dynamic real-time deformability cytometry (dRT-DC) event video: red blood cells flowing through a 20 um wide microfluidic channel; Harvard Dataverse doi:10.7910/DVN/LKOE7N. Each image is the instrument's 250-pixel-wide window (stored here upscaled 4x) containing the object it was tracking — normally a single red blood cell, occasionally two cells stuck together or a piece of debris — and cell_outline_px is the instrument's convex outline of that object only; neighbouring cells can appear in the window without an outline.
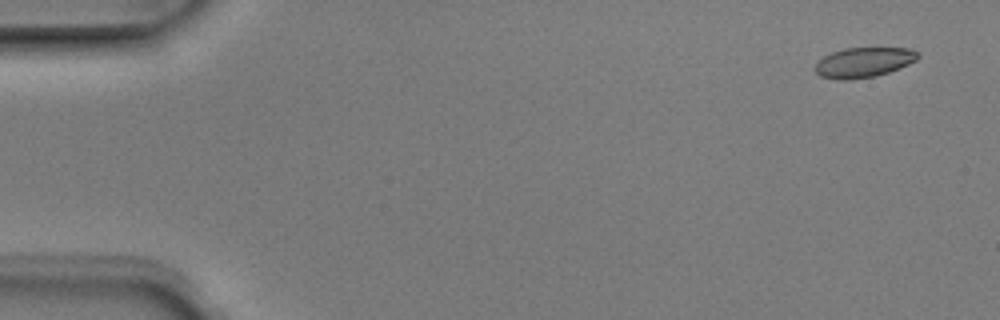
{"species": "Egyptian fruit bat (a non-hibernating species)", "species_latin": "Rousettus aegyptiacus", "temperature_condition": "room temperature", "stored_images_in_passage": 7, "camera_frame_rate_fps": 3000, "um_per_image_px": 0.085, "animal": {"sex": "male"}, "frame": {"image": 1, "passage_image": 1, "time_ms": 0.0, "image_size_px": [1000, 320], "cell_outline_px": [[920, 56], [916, 60], [900, 68], [876, 76], [848, 80], [836, 80], [820, 76], [812, 68], [824, 56], [832, 52], [844, 48], [912, 48], [920, 52]], "centroid_in_image_um": [73.42, 5.3], "position_along_channel_um": 11.6, "area_um2": 18.15}}
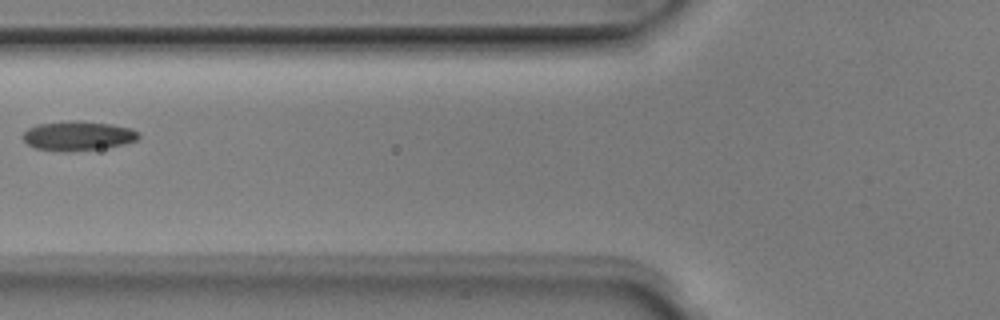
{"frame": {"image": 2, "passage_image": 6, "time_ms": 1.667, "image_size_px": [1000, 320], "cell_outline_px": [[140, 136], [136, 140], [124, 144], [108, 148], [68, 152], [60, 152], [36, 148], [28, 144], [24, 140], [24, 132], [28, 128], [40, 124], [68, 120], [80, 120], [112, 124], [132, 128], [140, 132]], "centroid_in_image_um": [6.67, 11.55], "position_along_channel_um": 119.1, "area_um2": 20.17}}
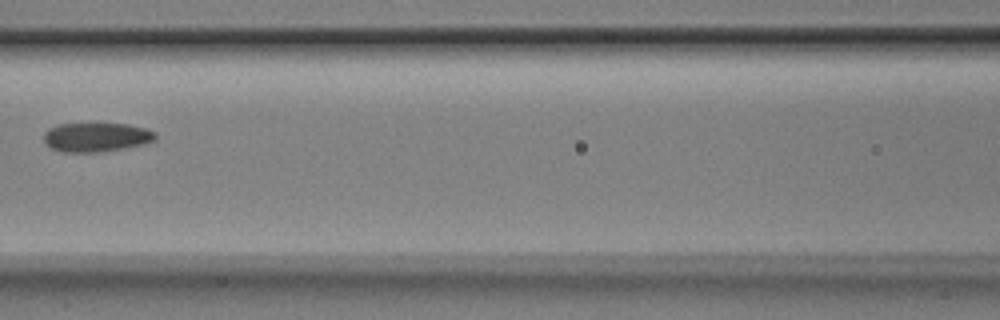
{"frame": {"image": 3, "passage_image": 7, "time_ms": 2.0, "image_size_px": [1000, 320], "cell_outline_px": [[156, 140], [144, 144], [124, 148], [96, 152], [64, 152], [52, 148], [44, 144], [44, 132], [48, 128], [56, 124], [128, 124], [144, 128], [156, 132]], "centroid_in_image_um": [8.17, 11.66], "position_along_channel_um": 158.4, "area_um2": 18.96}}